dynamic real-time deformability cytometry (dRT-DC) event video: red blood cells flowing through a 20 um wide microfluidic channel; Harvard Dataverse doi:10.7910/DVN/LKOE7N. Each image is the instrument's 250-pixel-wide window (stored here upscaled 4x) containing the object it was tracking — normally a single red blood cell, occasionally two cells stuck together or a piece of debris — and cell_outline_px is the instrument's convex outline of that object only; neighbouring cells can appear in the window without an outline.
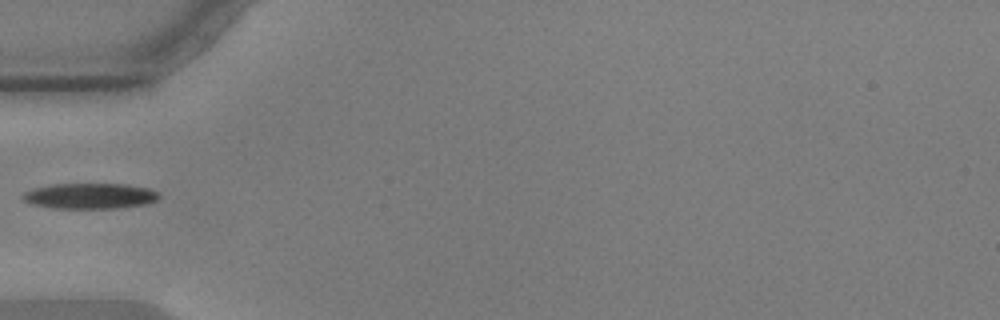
{"species": "common noctule bat (a hibernating species)", "species_latin": "Nyctalus noctula", "temperature_condition": "warm", "stored_images_in_passage": 38, "camera_frame_rate_fps": 3000, "um_per_image_px": 0.085, "animal": {"sex": "male", "body_mass_g": 17.9, "forearm_length_mm": 54.2}, "frame": {"image": 1, "passage_image": 1, "time_ms": 0.0, "image_size_px": [1000, 320], "cell_outline_px": [[160, 196], [156, 200], [148, 204], [116, 208], [52, 208], [32, 204], [24, 200], [20, 196], [24, 192], [32, 188], [52, 184], [124, 184], [148, 188], [156, 192]], "centroid_in_image_um": [7.61, 16.65], "position_along_channel_um": 77.4, "area_um2": 20.35}}
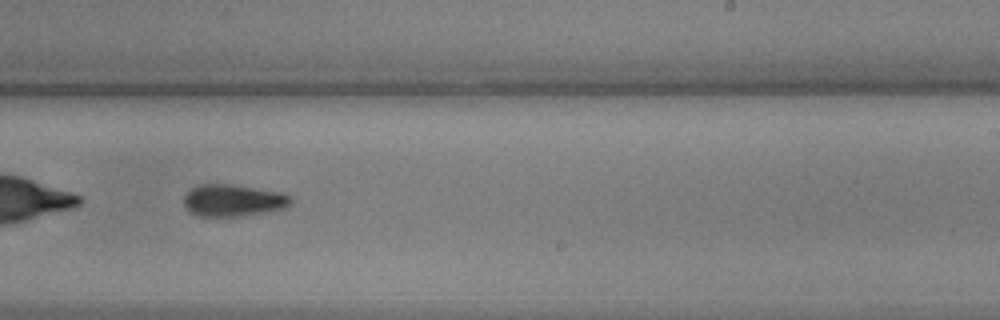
{"frame": {"image": 2, "passage_image": 17, "time_ms": 5.333, "image_size_px": [1000, 320], "cell_outline_px": [[292, 204], [284, 208], [240, 216], [200, 216], [192, 212], [184, 204], [184, 196], [192, 188], [200, 184], [232, 184], [280, 192], [292, 196]], "centroid_in_image_um": [19.84, 17.02], "position_along_channel_um": 269.2, "area_um2": 19.71}}
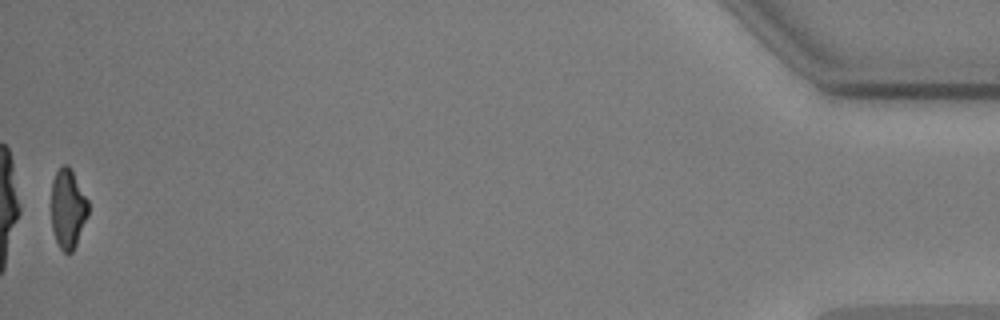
{"frame": {"image": 3, "passage_image": 38, "time_ms": 12.333, "image_size_px": [1000, 320], "cell_outline_px": [[88, 216], [76, 244], [72, 252], [64, 252], [60, 248], [56, 240], [52, 228], [52, 180], [56, 172], [64, 164], [68, 164], [88, 200]], "centroid_in_image_um": [5.77, 17.74], "position_along_channel_um": 429.4, "area_um2": 16.88}}